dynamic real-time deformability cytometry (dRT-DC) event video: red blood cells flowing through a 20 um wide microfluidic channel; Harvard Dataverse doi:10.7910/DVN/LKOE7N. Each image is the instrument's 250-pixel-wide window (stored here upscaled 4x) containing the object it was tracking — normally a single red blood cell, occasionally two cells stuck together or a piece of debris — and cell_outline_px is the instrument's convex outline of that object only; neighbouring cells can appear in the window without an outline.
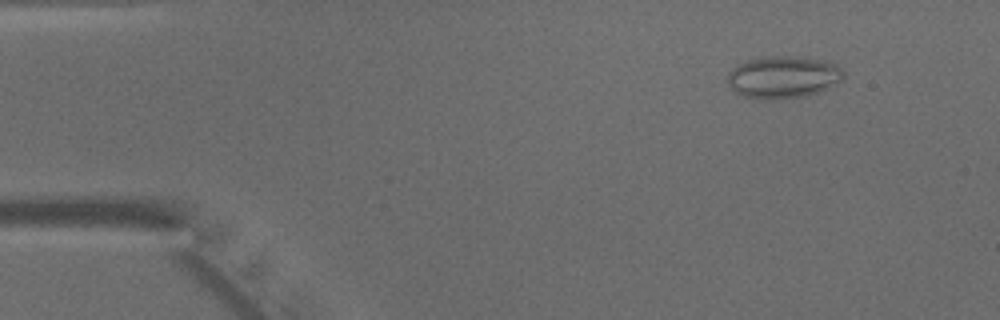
{"species": "common noctule bat (a hibernating species)", "species_latin": "Nyctalus noctula", "temperature_condition": "warm", "stored_images_in_passage": 47, "camera_frame_rate_fps": 3000, "um_per_image_px": 0.085, "animal": {"sex": "male", "body_mass_g": 15.6}, "frame": {"image": 1, "passage_image": 5, "time_ms": 1.333, "image_size_px": [1000, 320], "cell_outline_px": [[844, 80], [816, 92], [804, 96], [744, 96], [728, 88], [728, 72], [736, 64], [748, 60], [764, 56], [804, 56], [824, 60], [836, 64], [844, 72]], "centroid_in_image_um": [66.58, 6.48], "position_along_channel_um": 18.4, "area_um2": 27.92}}
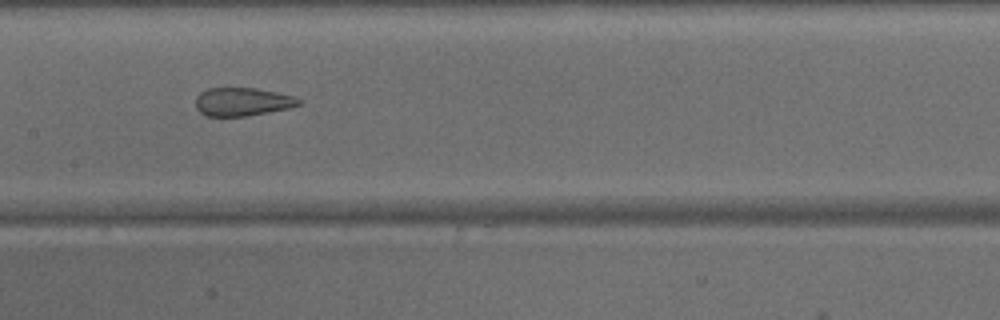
{"frame": {"image": 2, "passage_image": 23, "time_ms": 7.333, "image_size_px": [1000, 320], "cell_outline_px": [[300, 104], [292, 108], [248, 116], [204, 116], [196, 108], [196, 96], [200, 92], [208, 88], [256, 88], [296, 96], [300, 100]], "centroid_in_image_um": [20.61, 8.65], "position_along_channel_um": 186.8, "area_um2": 17.22}}
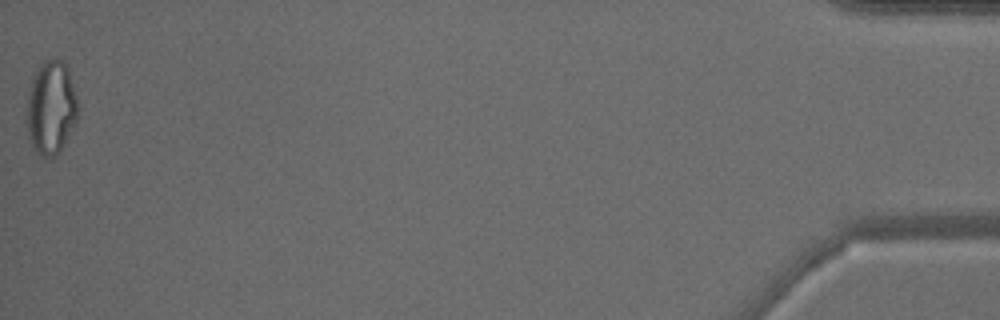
{"frame": {"image": 3, "passage_image": 47, "time_ms": 15.333, "image_size_px": [1000, 320], "cell_outline_px": [[76, 120], [60, 148], [52, 156], [44, 160], [36, 152], [28, 136], [28, 92], [32, 80], [40, 64], [44, 60], [56, 56], [68, 68], [76, 96]], "centroid_in_image_um": [4.32, 9.11], "position_along_channel_um": 430.9, "area_um2": 27.17}}